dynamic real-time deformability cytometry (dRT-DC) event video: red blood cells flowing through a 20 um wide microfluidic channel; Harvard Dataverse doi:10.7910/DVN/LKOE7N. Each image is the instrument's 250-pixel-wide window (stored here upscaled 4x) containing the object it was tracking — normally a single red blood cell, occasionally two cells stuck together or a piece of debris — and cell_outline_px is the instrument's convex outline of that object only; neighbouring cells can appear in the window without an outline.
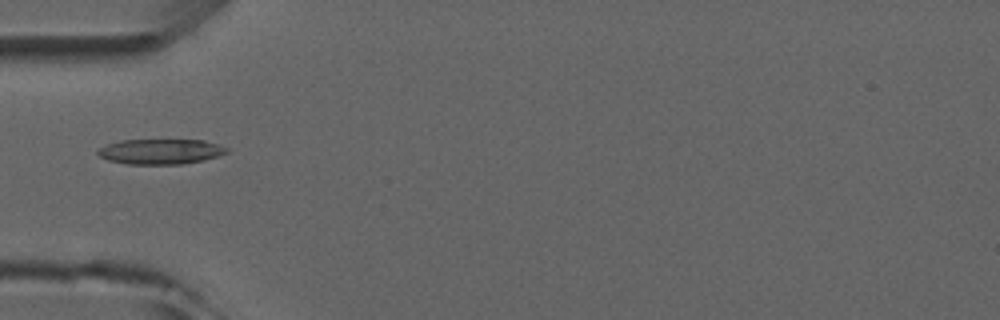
{"species": "common noctule bat (a hibernating species)", "species_latin": "Nyctalus noctula", "temperature_condition": "room temperature", "stored_images_in_passage": 5, "camera_frame_rate_fps": 3000, "um_per_image_px": 0.085, "animal": {"sex": "male", "forearm_length_mm": 52.5}, "frame": {"image": 1, "passage_image": 5, "time_ms": 4.667, "image_size_px": [1000, 320], "cell_outline_px": [[228, 152], [204, 160], [184, 164], [128, 164], [108, 160], [100, 156], [96, 152], [100, 148], [108, 144], [120, 140], [204, 140], [220, 144], [228, 148]], "centroid_in_image_um": [13.67, 12.88], "position_along_channel_um": 71.3, "area_um2": 18.9}}